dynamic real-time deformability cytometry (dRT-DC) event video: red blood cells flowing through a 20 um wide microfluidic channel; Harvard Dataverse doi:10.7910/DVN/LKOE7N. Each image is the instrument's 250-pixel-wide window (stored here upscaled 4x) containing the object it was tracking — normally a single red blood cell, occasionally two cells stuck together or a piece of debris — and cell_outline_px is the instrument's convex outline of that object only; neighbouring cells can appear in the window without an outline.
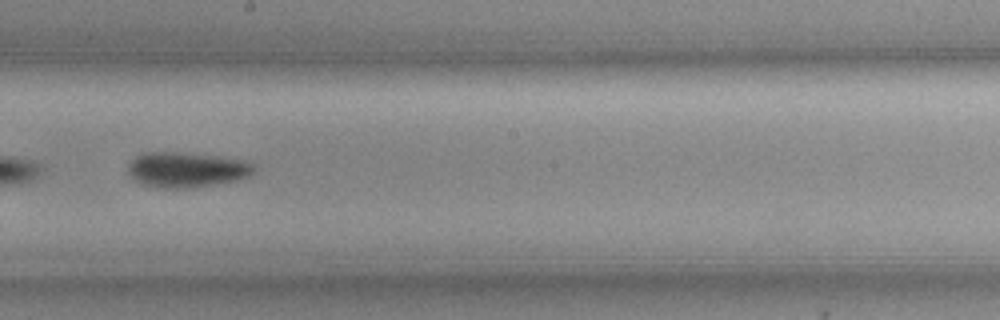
{"species": "common noctule bat (a hibernating species)", "species_latin": "Nyctalus noctula", "temperature_condition": "cold", "stored_images_in_passage": 30, "camera_frame_rate_fps": 3000, "um_per_image_px": 0.085, "animal": {"sex": "female", "body_mass_g": 19.3, "forearm_length_mm": 54.1}, "frame": {"image": 1, "passage_image": 26, "time_ms": 8.333, "image_size_px": [1000, 320], "cell_outline_px": [[256, 168], [248, 176], [236, 180], [212, 184], [180, 188], [160, 188], [140, 184], [128, 172], [128, 164], [136, 156], [148, 152], [172, 152], [220, 156], [244, 160], [252, 164]], "centroid_in_image_um": [15.83, 14.41], "position_along_channel_um": 232.4, "area_um2": 25.49}}